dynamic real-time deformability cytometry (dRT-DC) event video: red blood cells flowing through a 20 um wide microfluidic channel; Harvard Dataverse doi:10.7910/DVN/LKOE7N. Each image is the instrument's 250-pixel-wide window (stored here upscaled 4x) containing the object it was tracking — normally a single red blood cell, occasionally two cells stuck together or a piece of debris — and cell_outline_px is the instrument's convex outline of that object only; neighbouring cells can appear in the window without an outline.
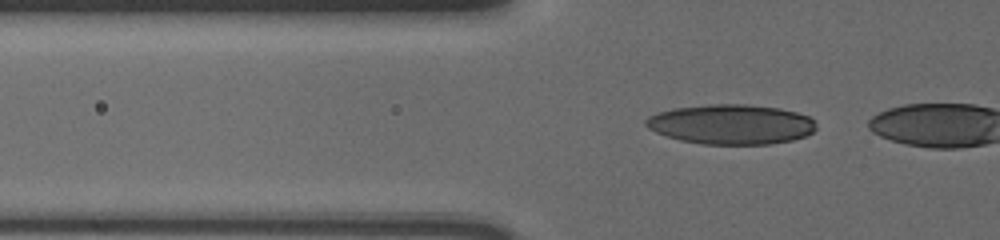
{"species": "human", "species_latin": "Homo sapiens", "temperature_condition": "cold", "stored_images_in_passage": 13, "camera_frame_rate_fps": 3000, "um_per_image_px": 0.085, "donor": {"sex": "male"}, "frame": {"image": 1, "passage_image": 11, "time_ms": 3.333, "image_size_px": [1000, 240], "cell_outline_px": [[816, 128], [812, 132], [804, 136], [792, 140], [772, 144], [700, 144], [680, 140], [656, 132], [648, 128], [644, 124], [644, 120], [648, 116], [672, 108], [708, 104], [748, 104], [780, 108], [796, 112], [808, 116], [816, 120]], "centroid_in_image_um": [62.15, 10.56], "position_along_channel_um": 63.6, "area_um2": 39.77}}